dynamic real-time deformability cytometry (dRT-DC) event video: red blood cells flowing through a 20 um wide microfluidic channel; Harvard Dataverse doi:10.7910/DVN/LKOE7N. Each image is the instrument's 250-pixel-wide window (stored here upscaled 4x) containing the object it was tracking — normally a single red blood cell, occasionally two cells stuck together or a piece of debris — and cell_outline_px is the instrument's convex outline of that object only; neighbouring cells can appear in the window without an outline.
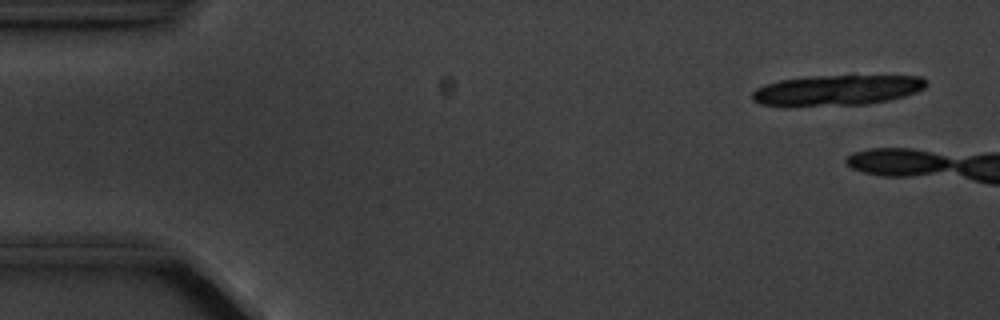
{"species": "common noctule bat (a hibernating species)", "species_latin": "Nyctalus noctula", "temperature_condition": "cold", "stored_images_in_passage": 4, "camera_frame_rate_fps": 3000, "um_per_image_px": 0.085, "animal": {"sex": "male", "body_mass_g": 20.1, "forearm_length_mm": 53.5}, "frame": {"image": 1, "passage_image": 1, "time_ms": 0.0, "image_size_px": [1000, 320], "cell_outline_px": [[928, 84], [924, 88], [916, 92], [904, 96], [888, 100], [868, 104], [784, 108], [760, 104], [752, 100], [752, 92], [756, 88], [780, 80], [808, 76], [920, 76], [928, 80]], "centroid_in_image_um": [71.08, 7.7], "position_along_channel_um": 13.9, "area_um2": 31.56}}